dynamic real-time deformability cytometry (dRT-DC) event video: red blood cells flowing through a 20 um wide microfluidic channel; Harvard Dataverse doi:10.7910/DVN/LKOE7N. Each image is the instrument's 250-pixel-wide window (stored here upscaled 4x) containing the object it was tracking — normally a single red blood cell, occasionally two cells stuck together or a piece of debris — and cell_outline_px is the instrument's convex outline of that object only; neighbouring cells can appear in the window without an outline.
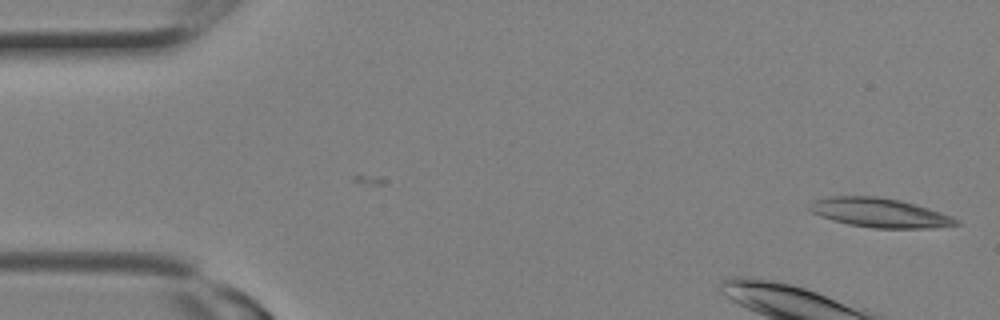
{"species": "Egyptian fruit bat (a non-hibernating species)", "species_latin": "Rousettus aegyptiacus", "temperature_condition": "room temperature", "stored_images_in_passage": 4, "camera_frame_rate_fps": 3000, "um_per_image_px": 0.085, "animal": {"sex": "female"}, "frame": {"image": 1, "passage_image": 4, "time_ms": 1.0, "image_size_px": [1000, 320], "cell_outline_px": [[960, 224], [932, 228], [872, 228], [848, 224], [832, 220], [820, 216], [812, 212], [808, 208], [808, 204], [816, 200], [828, 196], [876, 196], [900, 200], [916, 204], [952, 216], [960, 220]], "centroid_in_image_um": [74.77, 18.08], "position_along_channel_um": 10.2, "area_um2": 25.03}}